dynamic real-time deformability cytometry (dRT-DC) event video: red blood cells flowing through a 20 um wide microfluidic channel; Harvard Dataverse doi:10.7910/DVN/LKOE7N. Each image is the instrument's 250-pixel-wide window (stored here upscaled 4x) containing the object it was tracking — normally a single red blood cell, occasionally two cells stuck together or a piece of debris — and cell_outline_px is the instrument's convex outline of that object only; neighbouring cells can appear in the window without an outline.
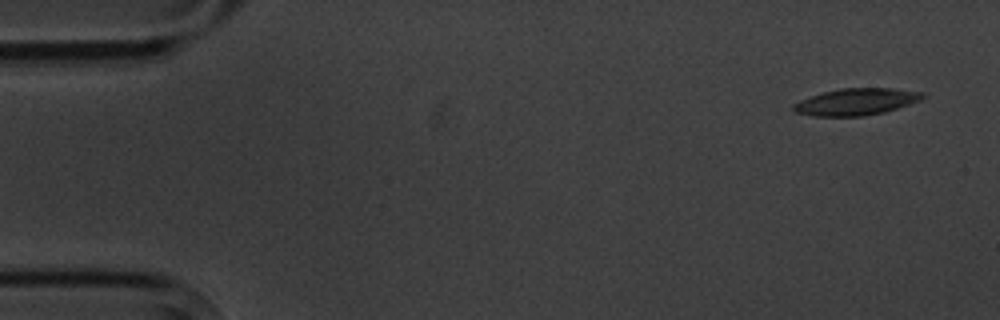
{"species": "common noctule bat (a hibernating species)", "species_latin": "Nyctalus noctula", "temperature_condition": "cold", "stored_images_in_passage": 5, "camera_frame_rate_fps": 3000, "um_per_image_px": 0.085, "animal": {"sex": "male", "body_mass_g": 20.1, "forearm_length_mm": 53.5}, "frame": {"image": 1, "passage_image": 1, "time_ms": 0.0, "image_size_px": [1000, 320], "cell_outline_px": [[924, 96], [920, 100], [884, 112], [864, 116], [812, 116], [796, 112], [792, 108], [792, 104], [800, 100], [824, 92], [840, 88], [892, 88], [924, 92]], "centroid_in_image_um": [72.76, 8.65], "position_along_channel_um": 12.2, "area_um2": 20.0}}
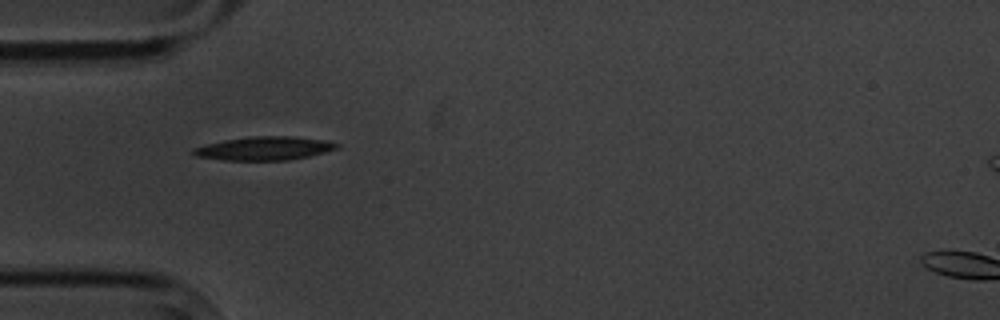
{"frame": {"image": 2, "passage_image": 5, "time_ms": 4.667, "image_size_px": [1000, 320], "cell_outline_px": [[340, 148], [308, 156], [288, 160], [224, 160], [196, 156], [188, 152], [192, 148], [224, 140], [252, 136], [292, 136], [328, 140], [340, 144]], "centroid_in_image_um": [22.48, 12.61], "position_along_channel_um": 62.5, "area_um2": 19.77}}